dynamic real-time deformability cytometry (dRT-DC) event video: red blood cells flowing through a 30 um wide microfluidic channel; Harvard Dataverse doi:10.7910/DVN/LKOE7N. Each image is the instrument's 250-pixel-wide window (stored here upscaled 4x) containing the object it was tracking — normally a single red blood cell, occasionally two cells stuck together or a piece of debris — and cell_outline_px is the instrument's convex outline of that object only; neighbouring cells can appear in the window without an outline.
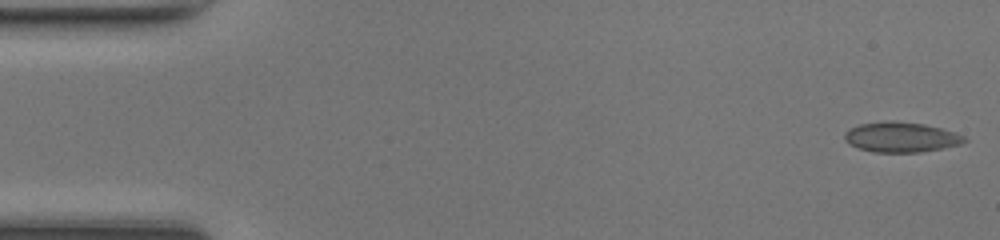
{"species": "common noctule bat (a hibernating species)", "species_latin": "Nyctalus noctula", "temperature_condition": "room temperature", "stored_images_in_passage": 48, "camera_frame_rate_fps": 3000, "um_per_image_px": 0.085, "animal": {"sex": "female", "body_mass_g": 17.0, "forearm_length_mm": 48.0}, "frame": {"image": 1, "passage_image": 1, "time_ms": 0.0, "image_size_px": [1000, 240], "cell_outline_px": [[968, 140], [960, 144], [944, 148], [920, 152], [872, 152], [848, 144], [844, 140], [844, 132], [848, 128], [860, 124], [884, 120], [896, 120], [924, 124], [956, 132], [964, 136]], "centroid_in_image_um": [76.56, 11.64], "position_along_channel_um": 8.4, "area_um2": 21.33}}
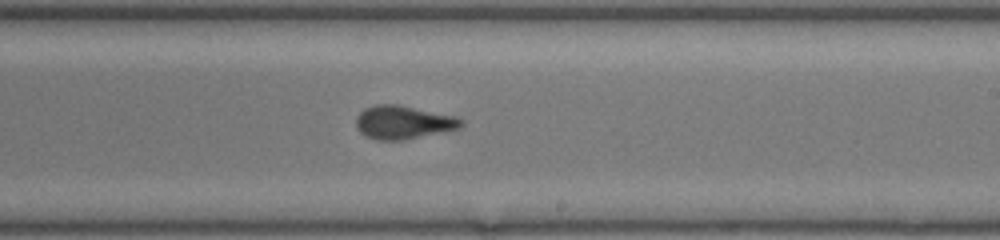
{"frame": {"image": 2, "passage_image": 28, "time_ms": 9.0, "image_size_px": [1000, 240], "cell_outline_px": [[464, 124], [460, 128], [404, 140], [376, 140], [364, 136], [356, 128], [356, 116], [364, 108], [376, 104], [396, 104], [456, 116], [464, 120]], "centroid_in_image_um": [34.26, 10.4], "position_along_channel_um": 254.7, "area_um2": 20.58}}
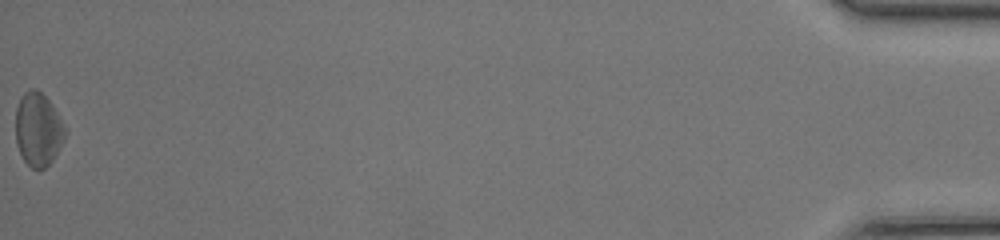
{"frame": {"image": 3, "passage_image": 48, "time_ms": 15.667, "image_size_px": [1000, 240], "cell_outline_px": [[68, 132], [64, 140], [52, 160], [44, 168], [32, 168], [24, 160], [16, 144], [16, 108], [24, 92], [32, 88], [36, 88], [48, 100], [56, 112]], "centroid_in_image_um": [3.24, 11.0], "position_along_channel_um": 432.0, "area_um2": 20.87}, "authors_computed_cell_mechanics": {"area_um2": 20.0566, "velocity_mm_per_s": 4.3071, "shape_relaxation_time_tau1_ms": 3.4255, "shape_relaxation_time_tau2_ms": 0.9288, "deformation_change_tau1": 0.1112, "deformation_change_tau2": 0.0369}}